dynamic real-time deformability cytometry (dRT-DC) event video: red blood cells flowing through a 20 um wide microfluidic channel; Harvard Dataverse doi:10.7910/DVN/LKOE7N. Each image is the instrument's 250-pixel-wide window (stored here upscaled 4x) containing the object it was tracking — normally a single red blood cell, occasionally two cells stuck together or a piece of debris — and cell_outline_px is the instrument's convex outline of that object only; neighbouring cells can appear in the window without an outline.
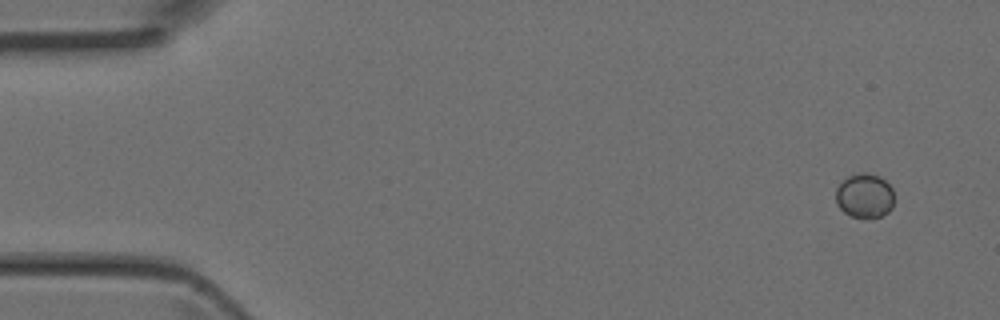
{"species": "Egyptian fruit bat (a non-hibernating species)", "species_latin": "Rousettus aegyptiacus", "temperature_condition": "room temperature", "stored_images_in_passage": 4, "camera_frame_rate_fps": 3000, "um_per_image_px": 0.085, "animal": {"sex": "female"}, "frame": {"image": 1, "passage_image": 1, "time_ms": 0.0, "image_size_px": [1000, 320], "cell_outline_px": [[892, 208], [888, 212], [880, 216], [852, 216], [844, 212], [836, 204], [836, 188], [848, 176], [860, 172], [864, 172], [880, 176], [892, 188]], "centroid_in_image_um": [73.47, 16.61], "position_along_channel_um": 11.5, "area_um2": 14.8}}
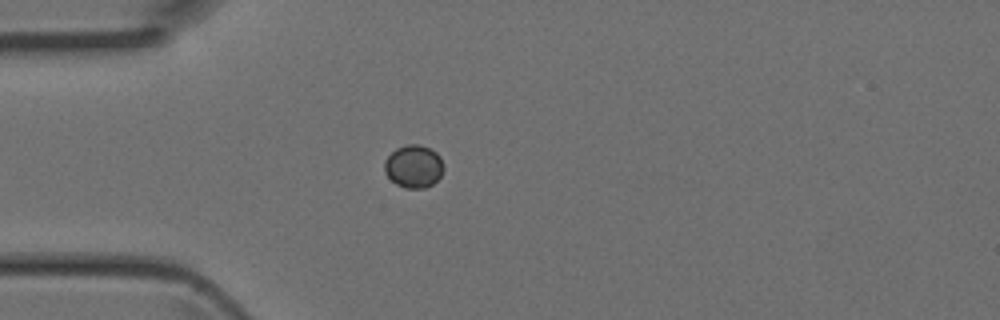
{"frame": {"image": 2, "passage_image": 4, "time_ms": 1.0, "image_size_px": [1000, 320], "cell_outline_px": [[444, 168], [440, 176], [432, 184], [424, 188], [404, 188], [396, 184], [384, 172], [384, 160], [396, 148], [408, 144], [420, 144], [436, 152], [440, 156]], "centroid_in_image_um": [35.15, 14.14], "position_along_channel_um": 49.8, "area_um2": 14.74}}